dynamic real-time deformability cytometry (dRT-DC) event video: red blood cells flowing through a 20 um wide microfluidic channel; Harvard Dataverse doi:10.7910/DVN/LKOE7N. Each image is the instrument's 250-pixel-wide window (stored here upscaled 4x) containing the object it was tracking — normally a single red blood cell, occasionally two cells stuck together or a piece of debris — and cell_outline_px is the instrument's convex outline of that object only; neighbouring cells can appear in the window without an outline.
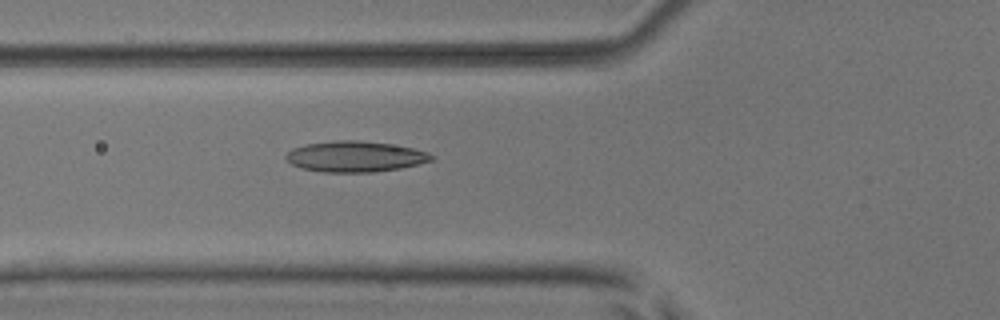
{"species": "common noctule bat (a hibernating species)", "species_latin": "Nyctalus noctula", "temperature_condition": "room temperature", "stored_images_in_passage": 3, "camera_frame_rate_fps": 3000, "um_per_image_px": 0.085, "animal": {"sex": "male", "body_mass_g": 17.9, "forearm_length_mm": 54.2}, "frame": {"image": 1, "passage_image": 3, "time_ms": 2.333, "image_size_px": [1000, 320], "cell_outline_px": [[436, 156], [432, 160], [400, 168], [372, 172], [324, 172], [300, 168], [292, 164], [284, 156], [292, 148], [308, 144], [332, 140], [360, 140], [388, 144], [412, 148], [428, 152]], "centroid_in_image_um": [30.17, 13.3], "position_along_channel_um": 95.6, "area_um2": 25.95}}